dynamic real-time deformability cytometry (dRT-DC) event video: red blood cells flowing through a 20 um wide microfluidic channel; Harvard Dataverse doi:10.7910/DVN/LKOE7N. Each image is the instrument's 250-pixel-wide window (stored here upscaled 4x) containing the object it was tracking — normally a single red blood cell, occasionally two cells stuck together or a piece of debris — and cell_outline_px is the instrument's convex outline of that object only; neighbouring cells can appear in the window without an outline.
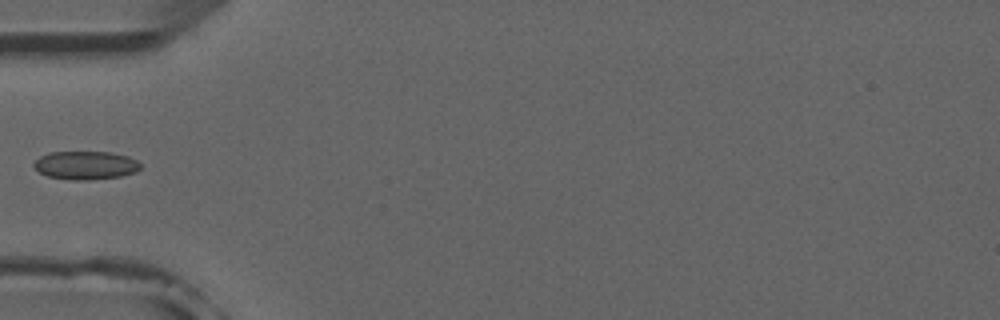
{"species": "common noctule bat (a hibernating species)", "species_latin": "Nyctalus noctula", "temperature_condition": "room temperature", "stored_images_in_passage": 6, "camera_frame_rate_fps": 3000, "um_per_image_px": 0.085, "animal": {"sex": "male", "forearm_length_mm": 52.5}, "frame": {"image": 1, "passage_image": 5, "time_ms": 5.667, "image_size_px": [1000, 320], "cell_outline_px": [[140, 168], [136, 172], [120, 176], [88, 180], [68, 180], [48, 176], [40, 172], [32, 164], [40, 156], [48, 152], [108, 152], [128, 156], [136, 160], [140, 164]], "centroid_in_image_um": [7.26, 14.05], "position_along_channel_um": 77.7, "area_um2": 17.57}}
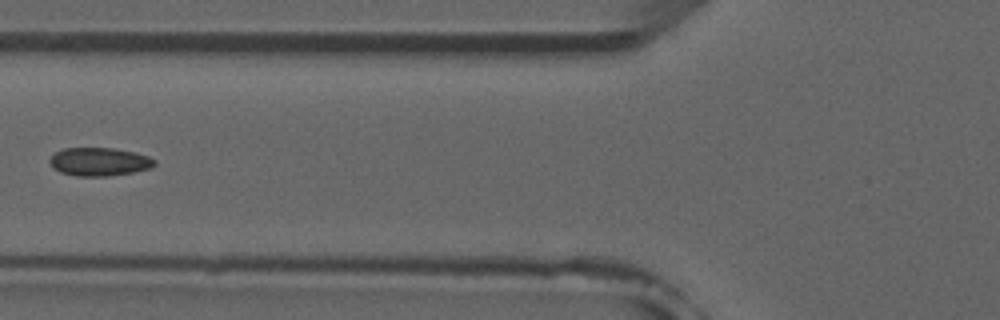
{"frame": {"image": 2, "passage_image": 6, "time_ms": 6.667, "image_size_px": [1000, 320], "cell_outline_px": [[156, 164], [148, 168], [132, 172], [108, 176], [76, 176], [60, 172], [52, 168], [48, 160], [56, 152], [64, 148], [116, 148], [136, 152], [148, 156], [156, 160]], "centroid_in_image_um": [8.42, 13.74], "position_along_channel_um": 117.4, "area_um2": 17.34}}